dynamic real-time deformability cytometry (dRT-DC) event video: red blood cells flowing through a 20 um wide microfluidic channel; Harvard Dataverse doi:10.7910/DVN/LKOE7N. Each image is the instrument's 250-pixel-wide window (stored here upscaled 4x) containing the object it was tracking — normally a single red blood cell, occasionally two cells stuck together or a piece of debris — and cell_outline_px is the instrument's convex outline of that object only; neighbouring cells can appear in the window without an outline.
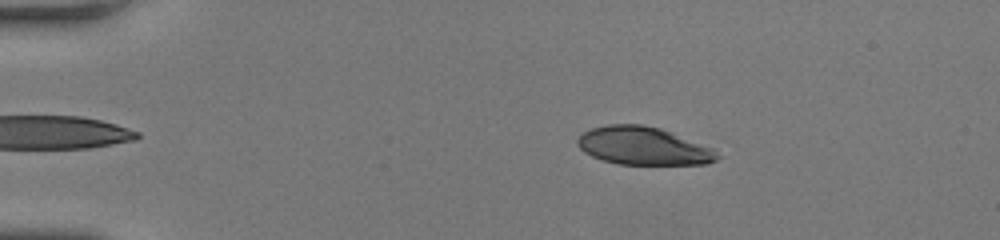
{"species": "human", "species_latin": "Homo sapiens", "temperature_condition": "room temperature", "stored_images_in_passage": 56, "camera_frame_rate_fps": 3000, "um_per_image_px": 0.085, "donor": {"sex": "female"}, "frame": {"image": 1, "passage_image": 11, "time_ms": 3.333, "image_size_px": [1000, 240], "cell_outline_px": [[720, 156], [716, 160], [708, 164], [616, 164], [592, 156], [584, 152], [576, 144], [576, 140], [584, 132], [592, 128], [608, 124], [640, 124], [660, 128], [716, 148]], "centroid_in_image_um": [54.72, 12.4], "position_along_channel_um": 30.3, "area_um2": 31.1}}
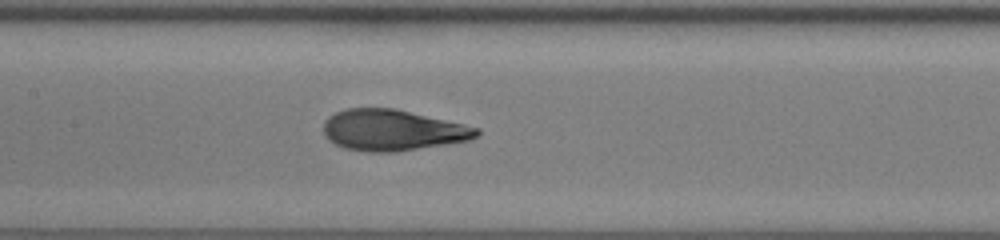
{"frame": {"image": 2, "passage_image": 29, "time_ms": 9.333, "image_size_px": [1000, 240], "cell_outline_px": [[480, 136], [468, 140], [396, 152], [368, 152], [344, 148], [328, 140], [324, 136], [324, 120], [328, 116], [336, 112], [348, 108], [396, 108], [464, 124], [480, 128]], "centroid_in_image_um": [33.36, 11.06], "position_along_channel_um": 174.0, "area_um2": 36.76}}
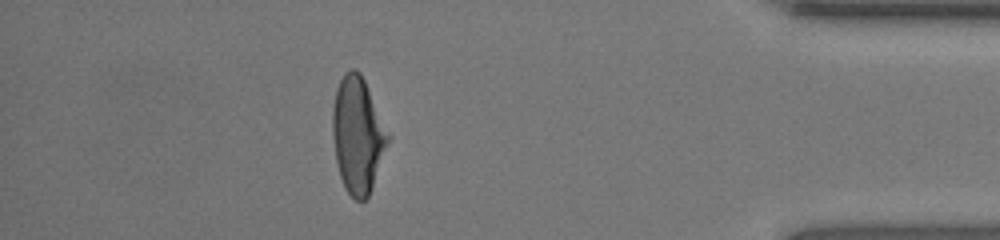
{"frame": {"image": 3, "passage_image": 50, "time_ms": 16.333, "image_size_px": [1000, 240], "cell_outline_px": [[392, 136], [372, 188], [368, 196], [364, 200], [356, 200], [344, 188], [340, 176], [336, 160], [332, 132], [332, 112], [336, 88], [344, 72], [352, 68], [356, 68], [360, 72]], "centroid_in_image_um": [30.43, 11.46], "position_along_channel_um": 404.8, "area_um2": 37.8}, "authors_computed_cell_mechanics": {"area_um2": 36.703, "velocity_mm_per_s": 3.8327, "shape_relaxation_time_tau1_ms": 5.9119, "shape_relaxation_time_tau2_ms": null, "deformation_change_tau1": 0.2494, "deformation_change_tau2": null}}